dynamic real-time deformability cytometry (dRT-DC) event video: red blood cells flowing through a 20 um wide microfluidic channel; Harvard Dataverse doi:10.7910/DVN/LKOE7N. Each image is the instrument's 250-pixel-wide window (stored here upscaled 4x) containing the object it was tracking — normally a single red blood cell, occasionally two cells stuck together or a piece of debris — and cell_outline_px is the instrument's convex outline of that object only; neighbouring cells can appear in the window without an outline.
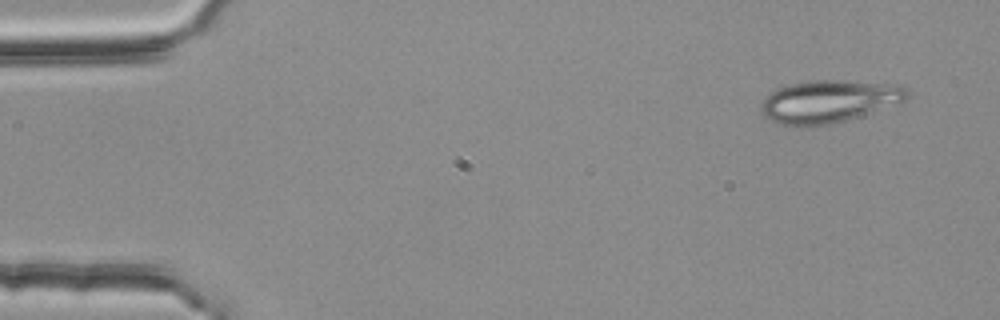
{"species": "common noctule bat (a hibernating species)", "species_latin": "Nyctalus noctula", "temperature_condition": "room temperature", "stored_images_in_passage": 3, "camera_frame_rate_fps": 3000, "um_per_image_px": 0.085, "animal": {"sex": "female", "body_mass_g": 25.1}, "frame": {"image": 1, "passage_image": 1, "time_ms": 0.0, "image_size_px": [1000, 320], "cell_outline_px": [[908, 100], [832, 124], [800, 128], [776, 124], [764, 116], [760, 112], [760, 104], [768, 92], [776, 88], [808, 80], [844, 80], [908, 84]], "centroid_in_image_um": [70.44, 8.61], "position_along_channel_um": 14.6, "area_um2": 37.17}}